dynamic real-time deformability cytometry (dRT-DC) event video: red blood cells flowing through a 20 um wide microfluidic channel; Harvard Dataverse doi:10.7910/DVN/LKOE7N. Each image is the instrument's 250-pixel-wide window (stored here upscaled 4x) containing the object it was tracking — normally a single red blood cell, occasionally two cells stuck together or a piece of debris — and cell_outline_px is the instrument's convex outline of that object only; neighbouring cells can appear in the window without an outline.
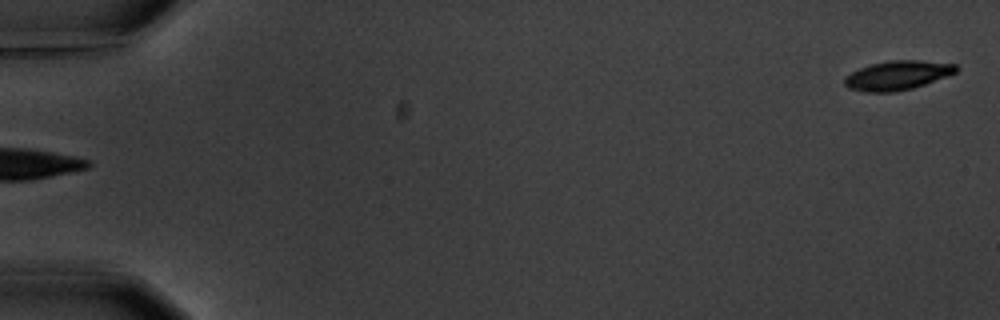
{"species": "common noctule bat (a hibernating species)", "species_latin": "Nyctalus noctula", "temperature_condition": "warm", "stored_images_in_passage": 7, "camera_frame_rate_fps": 3000, "um_per_image_px": 0.085, "animal": {"sex": "male", "body_mass_g": 20.1, "forearm_length_mm": 53.5}, "frame": {"image": 1, "passage_image": 7, "time_ms": 6.667, "image_size_px": [1000, 320], "cell_outline_px": [[960, 68], [956, 72], [924, 84], [912, 88], [892, 92], [868, 92], [848, 88], [844, 84], [844, 76], [860, 68], [872, 64], [888, 60], [920, 60], [956, 64]], "centroid_in_image_um": [76.27, 6.39], "position_along_channel_um": 8.7, "area_um2": 18.84}}